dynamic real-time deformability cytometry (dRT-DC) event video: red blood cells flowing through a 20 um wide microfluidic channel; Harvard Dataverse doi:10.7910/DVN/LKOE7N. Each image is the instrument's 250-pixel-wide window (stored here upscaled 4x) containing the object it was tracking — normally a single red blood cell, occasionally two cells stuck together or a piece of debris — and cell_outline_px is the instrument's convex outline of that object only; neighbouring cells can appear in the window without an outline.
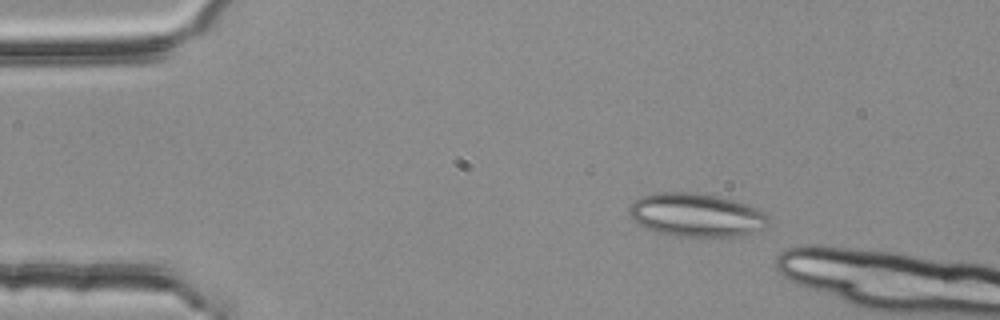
{"species": "common noctule bat (a hibernating species)", "species_latin": "Nyctalus noctula", "temperature_condition": "room temperature", "stored_images_in_passage": 3, "camera_frame_rate_fps": 3000, "um_per_image_px": 0.085, "animal": {"sex": "female", "body_mass_g": 25.1}, "frame": {"image": 1, "passage_image": 1, "time_ms": 0.0, "image_size_px": [1000, 320], "cell_outline_px": [[768, 228], [740, 236], [672, 236], [656, 232], [644, 228], [636, 224], [632, 220], [628, 212], [632, 204], [640, 196], [656, 192], [692, 192], [716, 196], [748, 204], [764, 212], [768, 216]], "centroid_in_image_um": [59.17, 18.28], "position_along_channel_um": 25.8, "area_um2": 35.55}}